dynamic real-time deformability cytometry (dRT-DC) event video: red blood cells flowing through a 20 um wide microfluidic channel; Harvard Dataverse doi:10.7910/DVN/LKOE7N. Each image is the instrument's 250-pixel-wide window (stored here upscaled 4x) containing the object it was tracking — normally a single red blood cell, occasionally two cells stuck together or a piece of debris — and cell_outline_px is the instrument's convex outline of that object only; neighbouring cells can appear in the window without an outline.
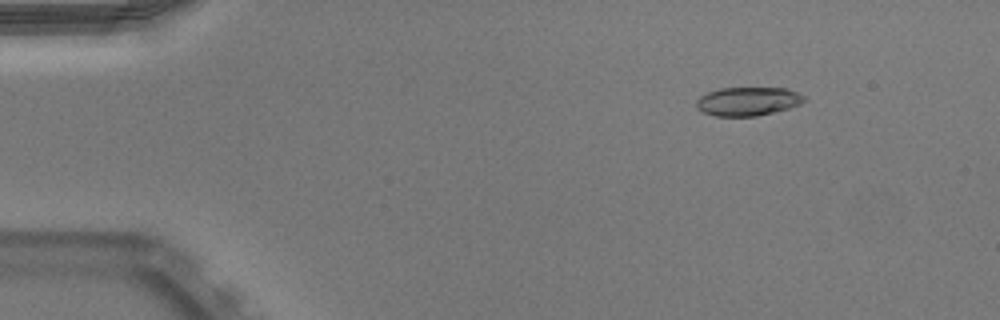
{"species": "Egyptian fruit bat (a non-hibernating species)", "species_latin": "Rousettus aegyptiacus", "temperature_condition": "warm", "stored_images_in_passage": 45, "camera_frame_rate_fps": 3000, "um_per_image_px": 0.085, "animal": {"sex": "male"}, "frame": {"image": 1, "passage_image": 1, "time_ms": 0.0, "image_size_px": [1000, 320], "cell_outline_px": [[808, 100], [800, 104], [788, 108], [756, 116], [716, 116], [704, 112], [696, 108], [696, 100], [700, 96], [708, 92], [720, 88], [788, 88], [804, 96]], "centroid_in_image_um": [63.57, 8.61], "position_along_channel_um": 21.4, "area_um2": 17.98}}
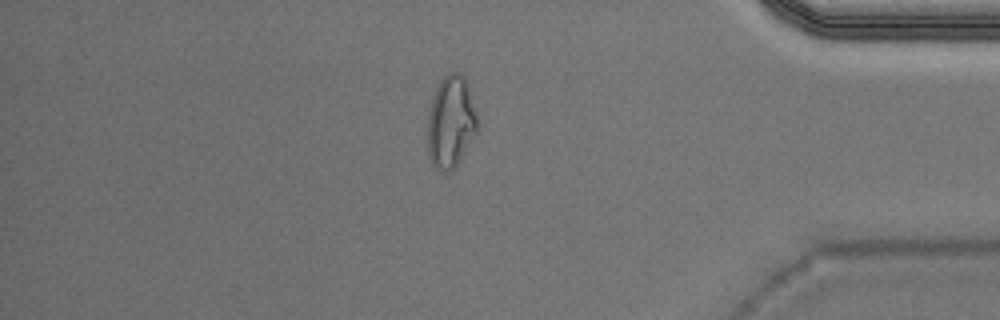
{"frame": {"image": 2, "passage_image": 38, "time_ms": 12.333, "image_size_px": [1000, 320], "cell_outline_px": [[480, 124], [476, 132], [460, 160], [448, 172], [440, 172], [432, 164], [428, 156], [428, 112], [436, 88], [440, 80], [448, 72], [460, 72], [464, 76], [468, 84]], "centroid_in_image_um": [38.33, 10.34], "position_along_channel_um": 396.9, "area_um2": 26.93}}
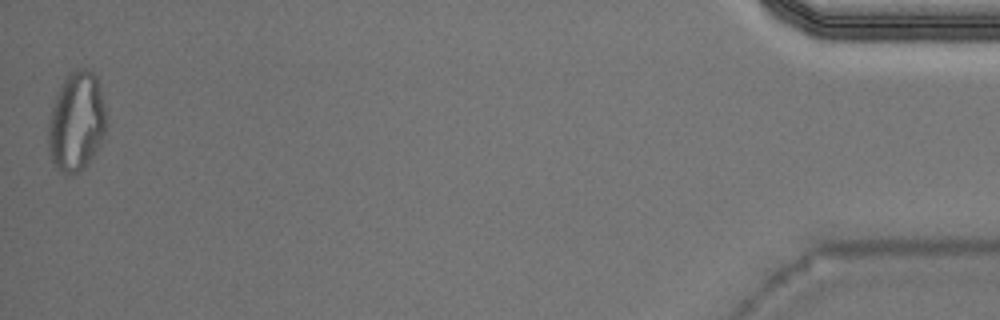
{"frame": {"image": 3, "passage_image": 45, "time_ms": 14.667, "image_size_px": [1000, 320], "cell_outline_px": [[108, 124], [104, 136], [92, 156], [76, 172], [68, 176], [56, 168], [52, 164], [48, 144], [48, 120], [56, 96], [68, 72], [76, 68], [88, 68], [96, 76], [100, 88], [108, 120]], "centroid_in_image_um": [6.5, 10.31], "position_along_channel_um": 428.7, "area_um2": 33.58}, "authors_computed_cell_mechanics": {"area_um2": 19.2474, "velocity_mm_per_s": 3.9807, "shape_relaxation_time_tau1_ms": 7.1825, "shape_relaxation_time_tau2_ms": 1.5279, "deformation_change_tau1": 0.2423, "deformation_change_tau2": 0.0808}}